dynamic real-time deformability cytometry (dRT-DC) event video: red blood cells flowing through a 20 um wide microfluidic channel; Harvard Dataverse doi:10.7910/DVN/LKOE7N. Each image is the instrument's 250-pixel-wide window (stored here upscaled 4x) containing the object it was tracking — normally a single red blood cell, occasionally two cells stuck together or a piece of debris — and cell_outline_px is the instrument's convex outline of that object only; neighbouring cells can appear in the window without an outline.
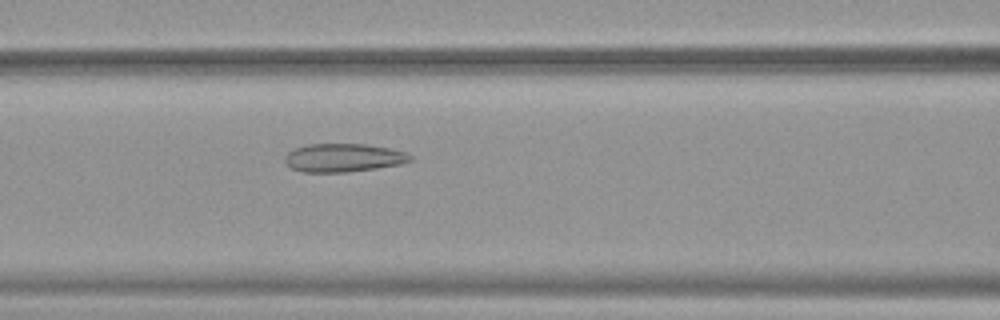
{"species": "common noctule bat (a hibernating species)", "species_latin": "Nyctalus noctula", "temperature_condition": "warm", "stored_images_in_passage": 53, "camera_frame_rate_fps": 3000, "um_per_image_px": 0.085, "animal": {"sex": "female", "body_mass_g": 19.9}, "frame": {"image": 1, "passage_image": 23, "time_ms": 7.333, "image_size_px": [1000, 320], "cell_outline_px": [[412, 160], [400, 164], [376, 168], [348, 172], [300, 172], [292, 168], [284, 160], [284, 156], [288, 152], [296, 148], [308, 144], [368, 144], [388, 148], [404, 152], [412, 156]], "centroid_in_image_um": [29.17, 13.41], "position_along_channel_um": 137.4, "area_um2": 20.63}}
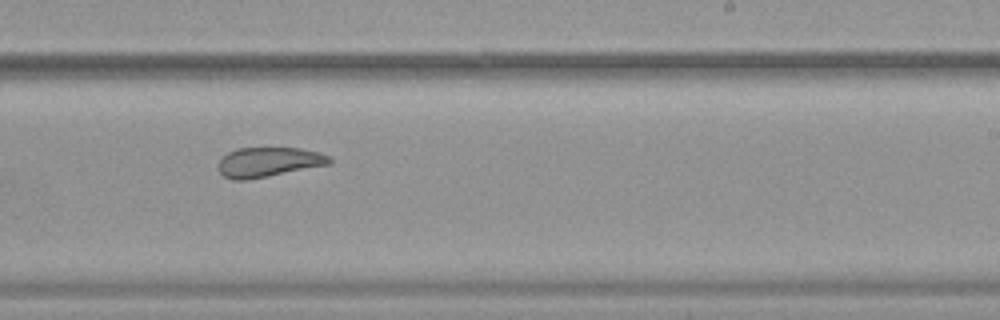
{"frame": {"image": 2, "passage_image": 33, "time_ms": 10.667, "image_size_px": [1000, 320], "cell_outline_px": [[332, 164], [248, 180], [232, 180], [224, 176], [216, 168], [216, 164], [228, 152], [236, 148], [300, 148], [332, 156]], "centroid_in_image_um": [22.82, 13.78], "position_along_channel_um": 266.2, "area_um2": 19.48}}
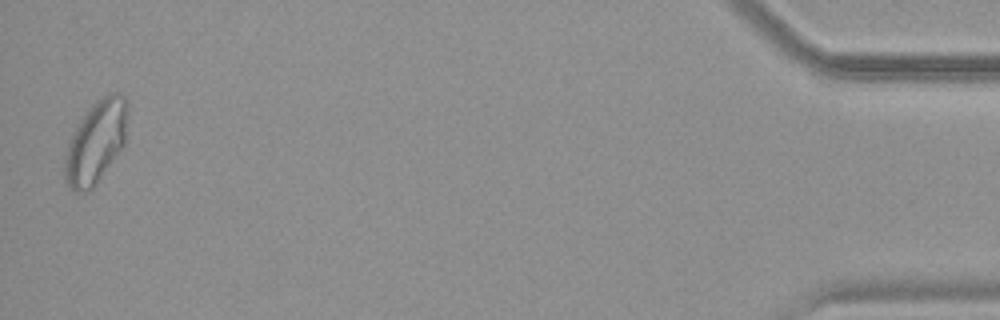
{"frame": {"image": 3, "passage_image": 52, "time_ms": 17.0, "image_size_px": [1000, 320], "cell_outline_px": [[128, 116], [124, 144], [92, 188], [76, 192], [72, 192], [64, 176], [64, 160], [68, 144], [80, 120], [104, 96], [112, 92], [116, 92], [124, 96], [128, 100]], "centroid_in_image_um": [8.17, 12.07], "position_along_channel_um": 427.0, "area_um2": 29.36}, "authors_computed_cell_mechanics": {"area_um2": 26.2412, "velocity_mm_per_s": 3.8761, "shape_relaxation_time_tau1_ms": null, "shape_relaxation_time_tau2_ms": 1.5248, "deformation_change_tau1": null, "deformation_change_tau2": 0.0843}}